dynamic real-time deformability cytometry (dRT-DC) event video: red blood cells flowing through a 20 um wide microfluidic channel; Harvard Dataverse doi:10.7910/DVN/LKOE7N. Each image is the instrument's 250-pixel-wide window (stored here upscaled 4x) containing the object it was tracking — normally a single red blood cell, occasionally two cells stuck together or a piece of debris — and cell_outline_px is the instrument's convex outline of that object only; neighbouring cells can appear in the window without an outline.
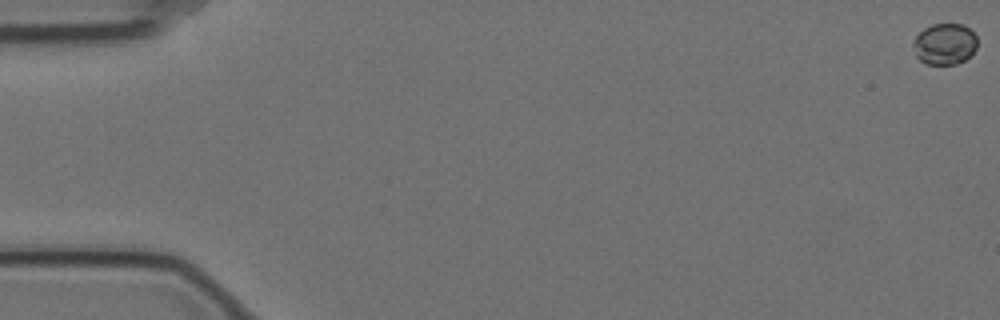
{"species": "Egyptian fruit bat (a non-hibernating species)", "species_latin": "Rousettus aegyptiacus", "temperature_condition": "cold", "stored_images_in_passage": 57, "camera_frame_rate_fps": 3000, "um_per_image_px": 0.085, "animal": {"sex": "female"}, "frame": {"image": 1, "passage_image": 1, "time_ms": 0.0, "image_size_px": [1000, 320], "cell_outline_px": [[976, 48], [964, 60], [956, 64], [928, 64], [920, 60], [916, 56], [912, 44], [916, 36], [924, 28], [932, 24], [964, 24], [976, 36]], "centroid_in_image_um": [80.28, 3.73], "position_along_channel_um": 4.7, "area_um2": 15.26}}
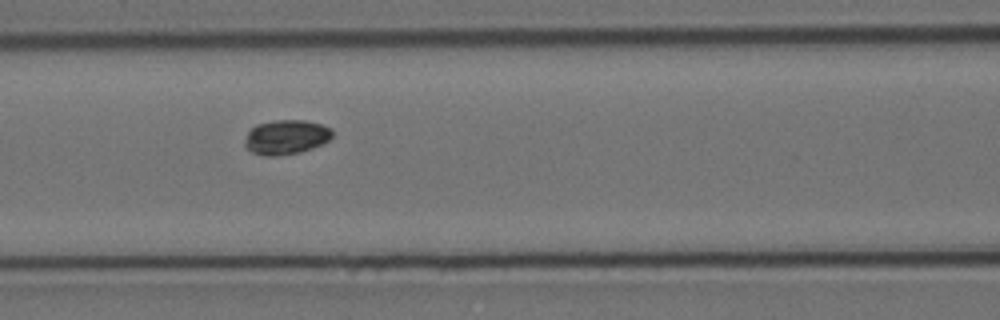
{"frame": {"image": 2, "passage_image": 26, "time_ms": 8.333, "image_size_px": [1000, 320], "cell_outline_px": [[332, 136], [328, 140], [312, 148], [300, 152], [276, 156], [264, 156], [252, 152], [244, 144], [244, 140], [248, 132], [256, 124], [276, 120], [304, 120], [324, 124], [332, 128]], "centroid_in_image_um": [24.32, 11.64], "position_along_channel_um": 142.3, "area_um2": 17.63}}
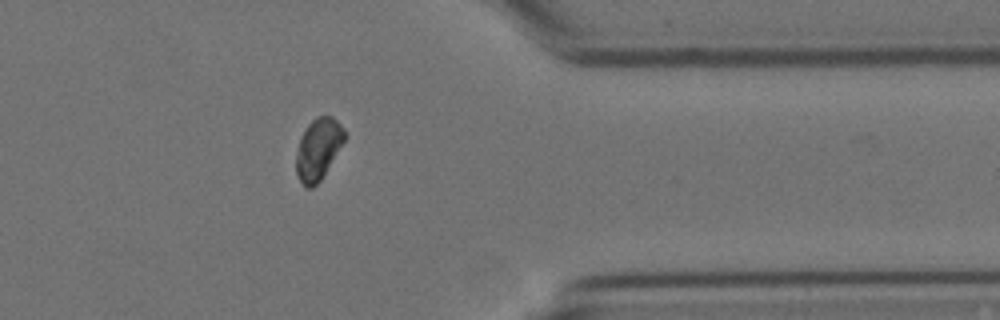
{"frame": {"image": 3, "passage_image": 48, "time_ms": 15.667, "image_size_px": [1000, 320], "cell_outline_px": [[344, 140], [320, 180], [312, 188], [304, 188], [296, 172], [296, 152], [300, 136], [308, 124], [316, 116], [332, 116], [344, 128]], "centroid_in_image_um": [27.01, 12.66], "position_along_channel_um": 384.4, "area_um2": 17.05}}